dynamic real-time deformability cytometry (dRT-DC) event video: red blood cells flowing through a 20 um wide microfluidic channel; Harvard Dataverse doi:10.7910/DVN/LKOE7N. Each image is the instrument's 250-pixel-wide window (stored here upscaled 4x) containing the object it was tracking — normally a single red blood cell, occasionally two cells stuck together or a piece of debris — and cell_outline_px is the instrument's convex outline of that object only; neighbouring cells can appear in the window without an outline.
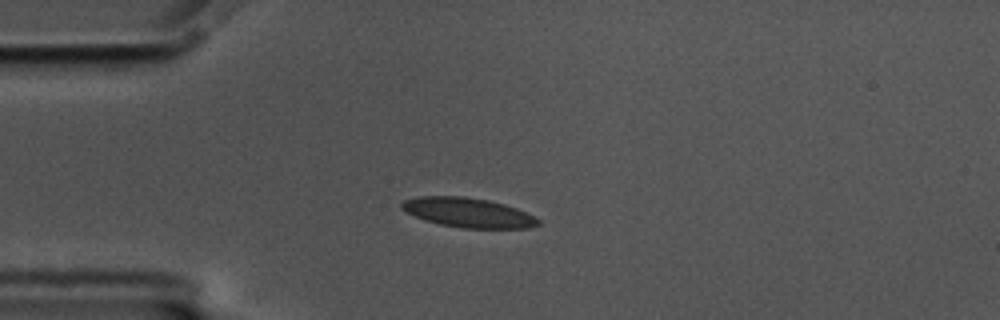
{"species": "common noctule bat (a hibernating species)", "species_latin": "Nyctalus noctula", "temperature_condition": "cold", "stored_images_in_passage": 44, "camera_frame_rate_fps": 3000, "um_per_image_px": 0.085, "animal": {"sex": "male", "body_mass_g": 17.5, "forearm_length_mm": 52.3}, "frame": {"image": 1, "passage_image": 1, "time_ms": 0.0, "image_size_px": [1000, 320], "cell_outline_px": [[540, 224], [528, 228], [464, 228], [440, 224], [424, 220], [400, 208], [400, 204], [404, 200], [420, 196], [464, 196], [488, 200], [504, 204], [516, 208], [536, 216], [540, 220]], "centroid_in_image_um": [39.81, 18.07], "position_along_channel_um": 45.2, "area_um2": 23.47}}
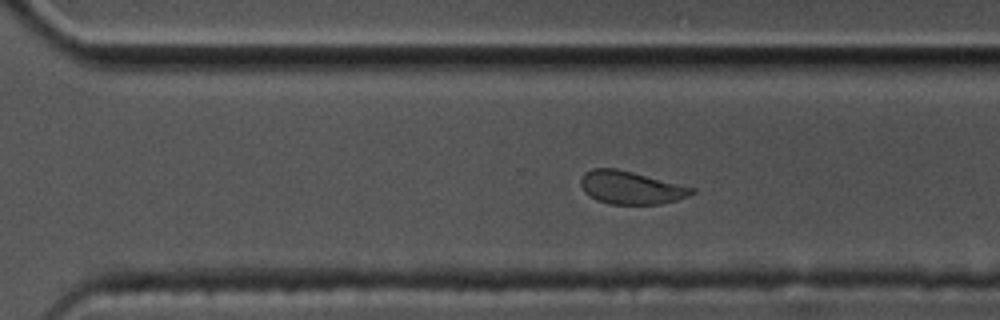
{"frame": {"image": 2, "passage_image": 26, "time_ms": 8.333, "image_size_px": [1000, 320], "cell_outline_px": [[696, 192], [688, 196], [676, 200], [660, 204], [608, 204], [596, 200], [588, 196], [584, 192], [580, 184], [580, 180], [584, 172], [592, 168], [616, 168], [696, 188]], "centroid_in_image_um": [53.59, 15.95], "position_along_channel_um": 317.0, "area_um2": 21.44}}
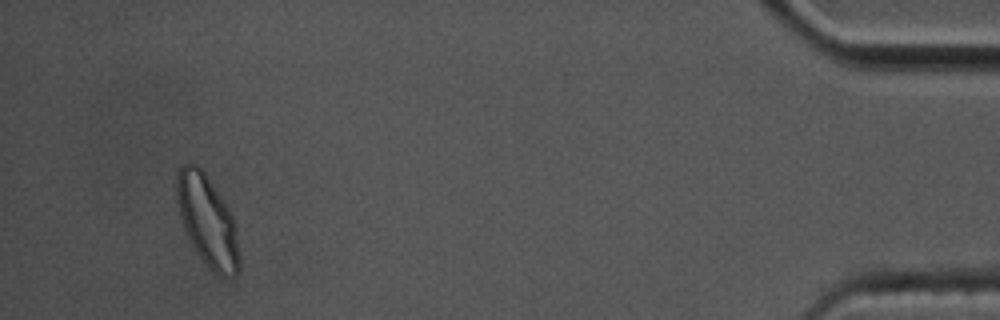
{"frame": {"image": 3, "passage_image": 41, "time_ms": 13.333, "image_size_px": [1000, 320], "cell_outline_px": [[240, 268], [236, 276], [224, 280], [212, 272], [208, 268], [196, 252], [184, 228], [180, 216], [176, 200], [176, 176], [180, 164], [192, 160], [204, 172], [228, 208], [232, 216], [240, 260]], "centroid_in_image_um": [17.6, 18.8], "position_along_channel_um": 417.6, "area_um2": 33.29}, "authors_computed_cell_mechanics": {"area_um2": 22.8888, "velocity_mm_per_s": 3.4674, "shape_relaxation_time_tau1_ms": 7.0829, "shape_relaxation_time_tau2_ms": 1.2838, "deformation_change_tau1": 0.1397, "deformation_change_tau2": 0.0626}}